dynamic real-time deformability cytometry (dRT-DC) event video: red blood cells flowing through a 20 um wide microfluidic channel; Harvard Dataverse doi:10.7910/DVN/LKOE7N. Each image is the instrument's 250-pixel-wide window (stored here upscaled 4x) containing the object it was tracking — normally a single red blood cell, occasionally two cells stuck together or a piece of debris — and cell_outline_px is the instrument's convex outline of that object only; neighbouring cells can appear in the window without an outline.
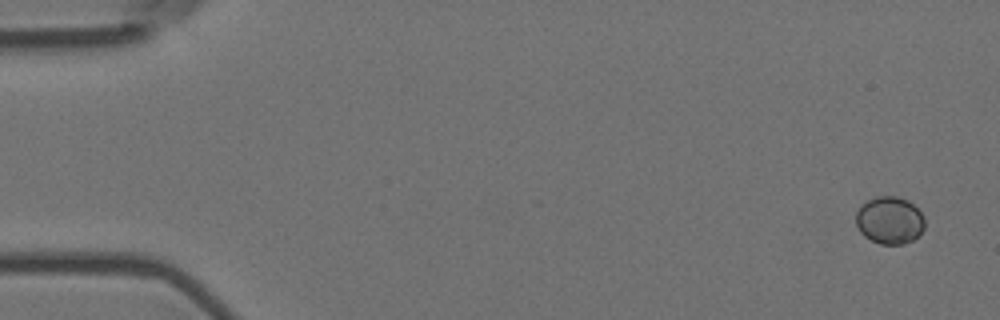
{"species": "Egyptian fruit bat (a non-hibernating species)", "species_latin": "Rousettus aegyptiacus", "temperature_condition": "room temperature", "stored_images_in_passage": 2, "camera_frame_rate_fps": 3000, "um_per_image_px": 0.085, "animal": {"sex": "female"}, "frame": {"image": 1, "passage_image": 1, "time_ms": 0.0, "image_size_px": [1000, 320], "cell_outline_px": [[924, 228], [920, 236], [904, 244], [880, 244], [864, 236], [860, 232], [856, 224], [856, 212], [868, 200], [876, 196], [896, 196], [908, 200], [924, 216]], "centroid_in_image_um": [75.63, 18.73], "position_along_channel_um": 9.4, "area_um2": 19.02}}